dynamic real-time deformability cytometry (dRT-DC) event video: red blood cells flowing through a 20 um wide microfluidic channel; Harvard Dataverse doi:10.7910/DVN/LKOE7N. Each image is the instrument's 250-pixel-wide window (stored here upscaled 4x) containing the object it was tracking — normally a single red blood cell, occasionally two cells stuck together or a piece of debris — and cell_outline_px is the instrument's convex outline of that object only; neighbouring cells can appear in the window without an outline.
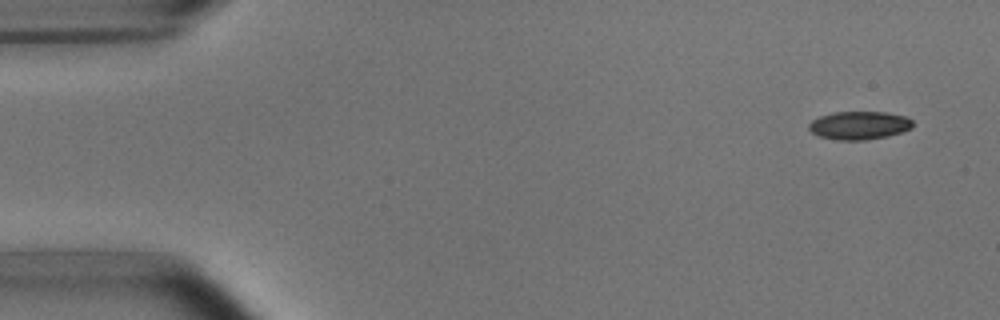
{"species": "common noctule bat (a hibernating species)", "species_latin": "Nyctalus noctula", "temperature_condition": "room temperature", "stored_images_in_passage": 3, "camera_frame_rate_fps": 3000, "um_per_image_px": 0.085, "animal": {"sex": "male", "body_mass_g": 15.6}, "frame": {"image": 1, "passage_image": 1, "time_ms": 0.0, "image_size_px": [1000, 320], "cell_outline_px": [[912, 128], [888, 136], [864, 140], [836, 140], [820, 136], [812, 132], [808, 128], [808, 124], [812, 120], [820, 116], [832, 112], [884, 112], [904, 116], [912, 120]], "centroid_in_image_um": [73.01, 10.65], "position_along_channel_um": 12.0, "area_um2": 16.99}}